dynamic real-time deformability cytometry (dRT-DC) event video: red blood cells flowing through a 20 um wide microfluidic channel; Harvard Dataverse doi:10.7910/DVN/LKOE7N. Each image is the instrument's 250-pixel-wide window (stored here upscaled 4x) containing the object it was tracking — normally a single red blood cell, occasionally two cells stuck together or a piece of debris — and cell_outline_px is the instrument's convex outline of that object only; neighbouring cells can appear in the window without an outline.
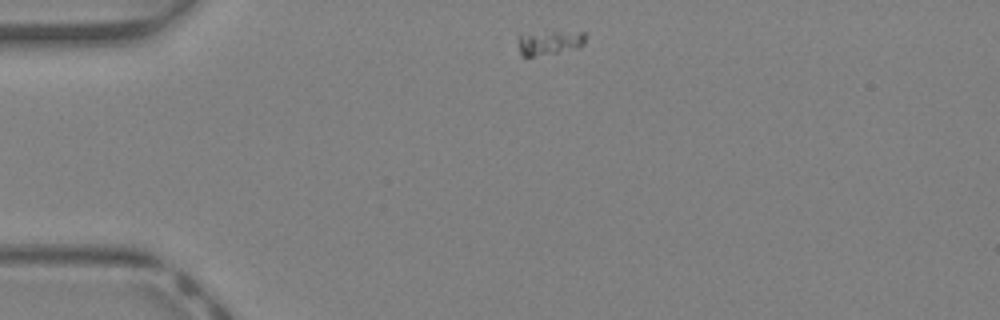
{"species": "Egyptian fruit bat (a non-hibernating species)", "species_latin": "Rousettus aegyptiacus", "temperature_condition": "warm", "stored_images_in_passage": 34, "camera_frame_rate_fps": 3000, "um_per_image_px": 0.085, "animal": {"sex": "female"}, "frame": {"image": 1, "passage_image": 1, "time_ms": 0.0, "image_size_px": [1000, 320], "cell_outline_px": [[584, 44], [580, 48], [532, 56], [520, 56], [516, 36], [556, 28], [584, 32]], "centroid_in_image_um": [46.71, 3.55], "position_along_channel_um": 38.3, "area_um2": 10.23}}
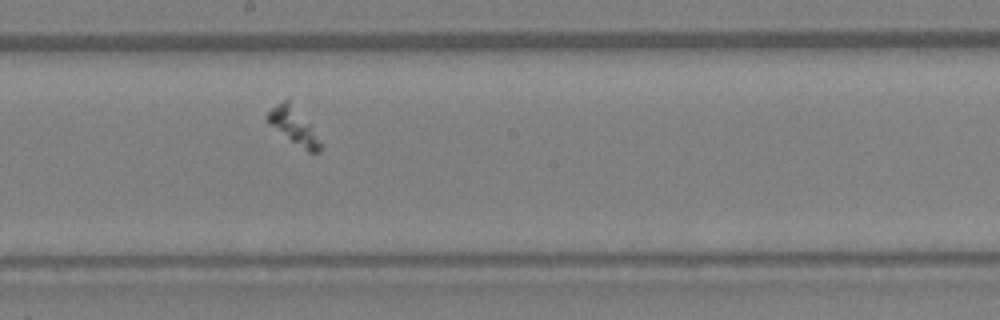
{"frame": {"image": 2, "passage_image": 15, "time_ms": 4.667, "image_size_px": [1000, 320], "cell_outline_px": [[324, 144], [320, 152], [308, 152], [268, 124], [264, 120], [264, 116], [276, 104], [288, 96]], "centroid_in_image_um": [24.95, 10.68], "position_along_channel_um": 223.2, "area_um2": 11.44}}
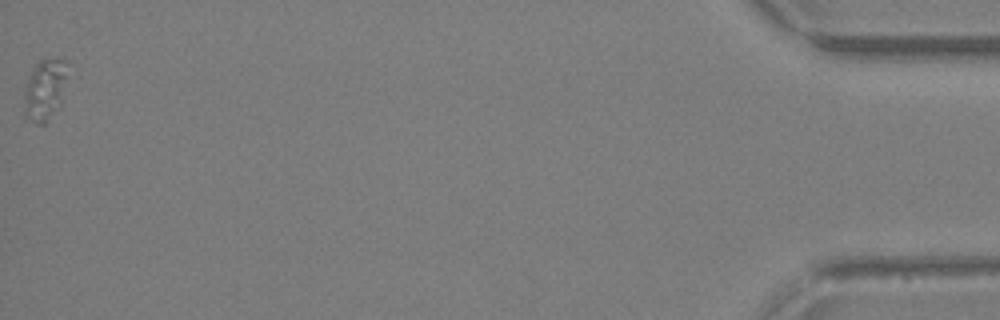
{"frame": {"image": 3, "passage_image": 34, "time_ms": 11.0, "image_size_px": [1000, 320], "cell_outline_px": [[68, 60], [60, 104], [44, 124], [36, 124], [28, 116], [24, 92], [24, 88], [36, 64], [44, 56]], "centroid_in_image_um": [3.83, 7.53], "position_along_channel_um": 431.4, "area_um2": 14.91}}